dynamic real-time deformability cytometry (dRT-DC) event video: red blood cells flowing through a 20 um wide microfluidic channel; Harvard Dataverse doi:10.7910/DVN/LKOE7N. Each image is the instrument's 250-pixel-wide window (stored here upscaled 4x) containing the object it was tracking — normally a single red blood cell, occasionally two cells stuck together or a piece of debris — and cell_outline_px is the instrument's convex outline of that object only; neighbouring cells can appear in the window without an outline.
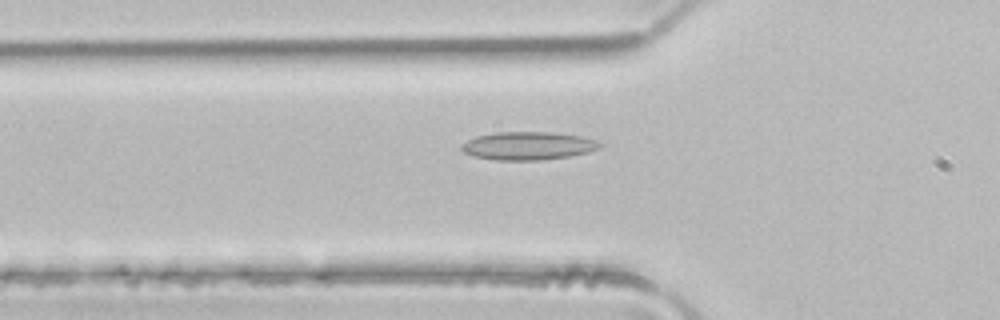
{"species": "common noctule bat (a hibernating species)", "species_latin": "Nyctalus noctula", "temperature_condition": "room temperature", "stored_images_in_passage": 44, "camera_frame_rate_fps": 3000, "um_per_image_px": 0.085, "animal": {"sex": "male", "body_mass_g": 21.5, "forearm_length_mm": 52.0}, "frame": {"image": 1, "passage_image": 12, "time_ms": 3.667, "image_size_px": [1000, 320], "cell_outline_px": [[604, 144], [600, 148], [588, 152], [568, 156], [540, 160], [496, 160], [472, 156], [464, 152], [460, 148], [460, 144], [476, 136], [496, 132], [552, 132], [580, 136], [596, 140]], "centroid_in_image_um": [44.87, 12.39], "position_along_channel_um": 80.9, "area_um2": 22.72}}
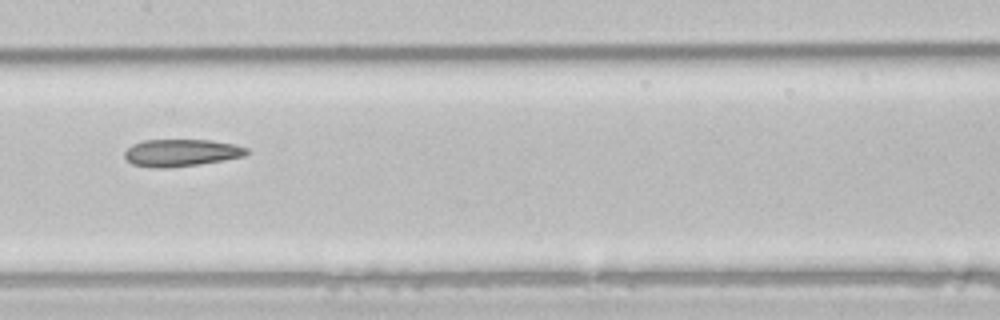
{"frame": {"image": 2, "passage_image": 20, "time_ms": 6.333, "image_size_px": [1000, 320], "cell_outline_px": [[248, 152], [244, 156], [224, 160], [200, 164], [164, 168], [156, 168], [132, 164], [124, 156], [124, 152], [132, 144], [144, 140], [212, 140], [232, 144], [248, 148]], "centroid_in_image_um": [15.39, 12.98], "position_along_channel_um": 192.0, "area_um2": 19.25}}
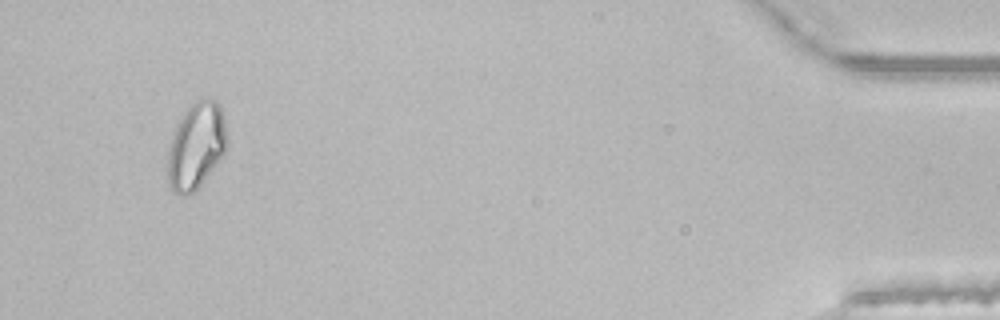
{"frame": {"image": 3, "passage_image": 42, "time_ms": 13.667, "image_size_px": [1000, 320], "cell_outline_px": [[228, 144], [224, 152], [216, 164], [200, 184], [188, 196], [180, 196], [172, 192], [168, 184], [168, 148], [176, 128], [184, 112], [196, 100], [216, 100], [220, 104], [224, 116], [228, 136]], "centroid_in_image_um": [16.68, 12.42], "position_along_channel_um": 418.5, "area_um2": 29.65}, "authors_computed_cell_mechanics": {"area_um2": 22.1085, "velocity_mm_per_s": 4.1269, "shape_relaxation_time_tau1_ms": null, "shape_relaxation_time_tau2_ms": 2.8896, "deformation_change_tau1": null, "deformation_change_tau2": 0.1036}}